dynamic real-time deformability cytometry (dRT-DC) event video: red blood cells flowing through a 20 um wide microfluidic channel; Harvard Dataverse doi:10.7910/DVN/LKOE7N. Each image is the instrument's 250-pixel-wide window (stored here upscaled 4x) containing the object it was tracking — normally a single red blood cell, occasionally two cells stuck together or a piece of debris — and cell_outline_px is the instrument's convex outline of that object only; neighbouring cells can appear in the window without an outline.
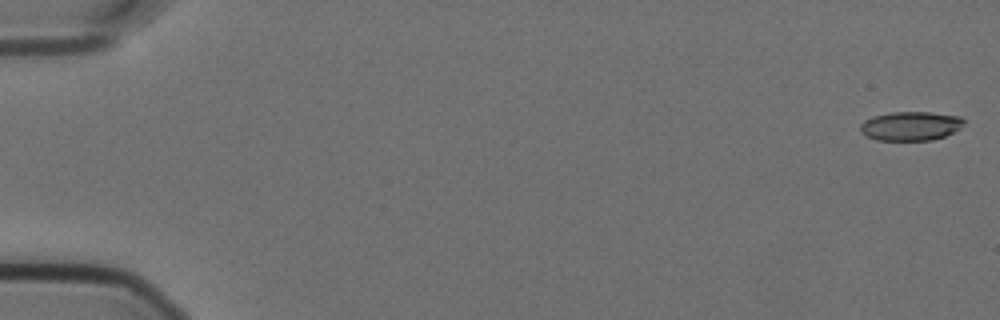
{"species": "Egyptian fruit bat (a non-hibernating species)", "species_latin": "Rousettus aegyptiacus", "temperature_condition": "cold", "stored_images_in_passage": 52, "camera_frame_rate_fps": 3000, "um_per_image_px": 0.085, "animal": {"sex": "female"}, "frame": {"image": 1, "passage_image": 1, "time_ms": 0.0, "image_size_px": [1000, 320], "cell_outline_px": [[964, 124], [960, 128], [944, 136], [932, 140], [876, 140], [860, 132], [860, 124], [864, 120], [872, 116], [892, 112], [928, 112], [960, 116], [964, 120]], "centroid_in_image_um": [77.38, 10.7], "position_along_channel_um": 7.6, "area_um2": 17.51}}
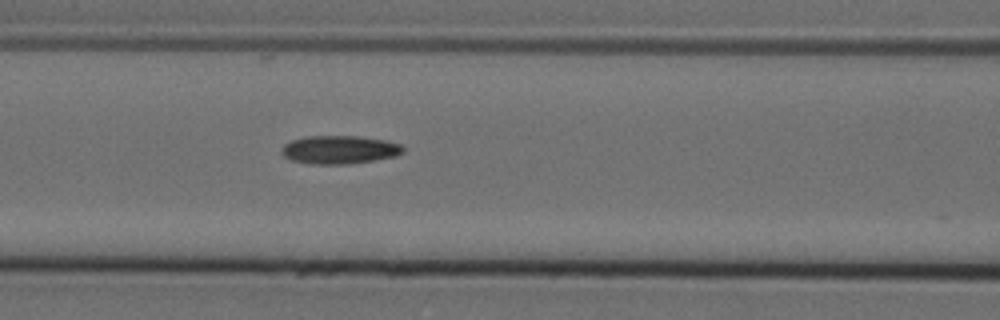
{"frame": {"image": 2, "passage_image": 25, "time_ms": 8.0, "image_size_px": [1000, 320], "cell_outline_px": [[404, 152], [396, 156], [348, 164], [308, 164], [292, 160], [284, 156], [280, 152], [280, 148], [284, 144], [292, 140], [308, 136], [356, 136], [384, 140], [400, 144], [404, 148]], "centroid_in_image_um": [28.82, 12.73], "position_along_channel_um": 137.8, "area_um2": 20.0}}
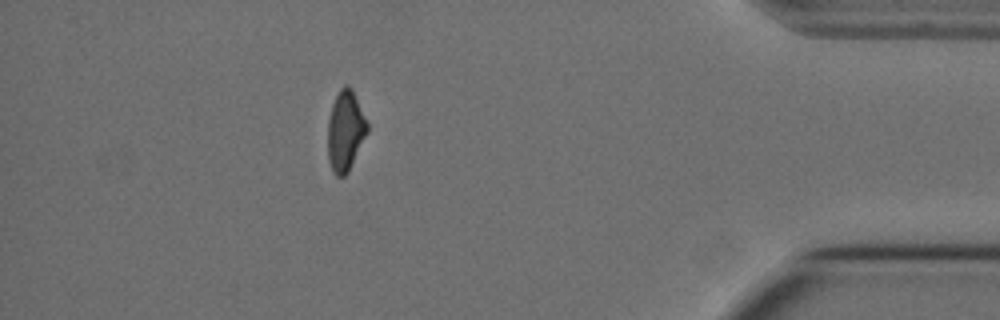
{"frame": {"image": 3, "passage_image": 51, "time_ms": 16.667, "image_size_px": [1000, 320], "cell_outline_px": [[368, 132], [348, 172], [344, 176], [336, 176], [332, 172], [328, 160], [328, 120], [332, 104], [340, 88], [344, 84], [348, 84], [352, 88], [368, 124]], "centroid_in_image_um": [29.35, 11.12], "position_along_channel_um": 405.9, "area_um2": 18.55}}